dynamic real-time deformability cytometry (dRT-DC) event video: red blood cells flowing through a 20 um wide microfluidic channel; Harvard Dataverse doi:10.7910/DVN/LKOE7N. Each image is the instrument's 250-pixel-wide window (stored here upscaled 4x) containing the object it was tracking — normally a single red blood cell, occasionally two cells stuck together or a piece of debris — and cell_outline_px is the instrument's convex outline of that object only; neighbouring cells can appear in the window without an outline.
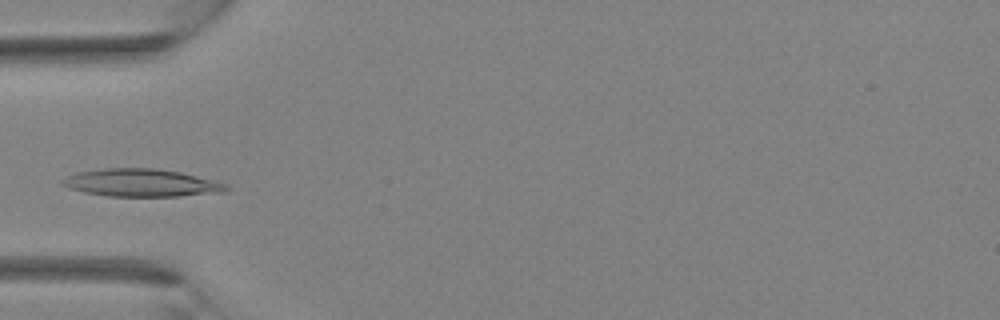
{"species": "Egyptian fruit bat (a non-hibernating species)", "species_latin": "Rousettus aegyptiacus", "temperature_condition": "room temperature", "stored_images_in_passage": 35, "camera_frame_rate_fps": 3000, "um_per_image_px": 0.085, "animal": {"sex": "female"}, "frame": {"image": 1, "passage_image": 10, "time_ms": 3.0, "image_size_px": [1000, 320], "cell_outline_px": [[232, 188], [228, 192], [180, 196], [108, 196], [84, 192], [68, 188], [60, 184], [60, 180], [76, 172], [104, 168], [156, 168], [180, 172], [212, 180], [224, 184]], "centroid_in_image_um": [12.0, 15.54], "position_along_channel_um": 73.0, "area_um2": 26.53}}
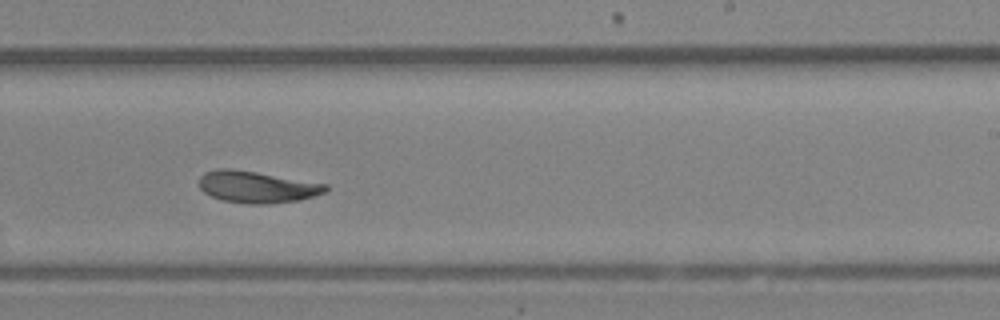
{"frame": {"image": 2, "passage_image": 21, "time_ms": 6.667, "image_size_px": [1000, 320], "cell_outline_px": [[328, 188], [324, 192], [300, 200], [268, 204], [248, 204], [220, 200], [204, 192], [200, 188], [200, 176], [204, 172], [220, 168], [232, 168], [328, 184]], "centroid_in_image_um": [21.81, 15.89], "position_along_channel_um": 267.2, "area_um2": 23.35}}
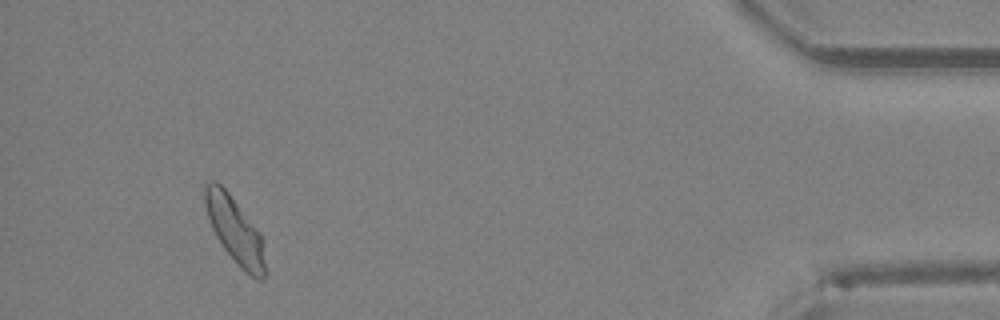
{"frame": {"image": 3, "passage_image": 33, "time_ms": 10.667, "image_size_px": [1000, 320], "cell_outline_px": [[268, 272], [264, 280], [256, 280], [244, 272], [240, 268], [224, 248], [216, 236], [212, 228], [204, 204], [204, 184], [208, 180], [216, 180], [228, 192], [260, 232], [264, 240]], "centroid_in_image_um": [20.03, 19.63], "position_along_channel_um": 415.2, "area_um2": 23.87}}